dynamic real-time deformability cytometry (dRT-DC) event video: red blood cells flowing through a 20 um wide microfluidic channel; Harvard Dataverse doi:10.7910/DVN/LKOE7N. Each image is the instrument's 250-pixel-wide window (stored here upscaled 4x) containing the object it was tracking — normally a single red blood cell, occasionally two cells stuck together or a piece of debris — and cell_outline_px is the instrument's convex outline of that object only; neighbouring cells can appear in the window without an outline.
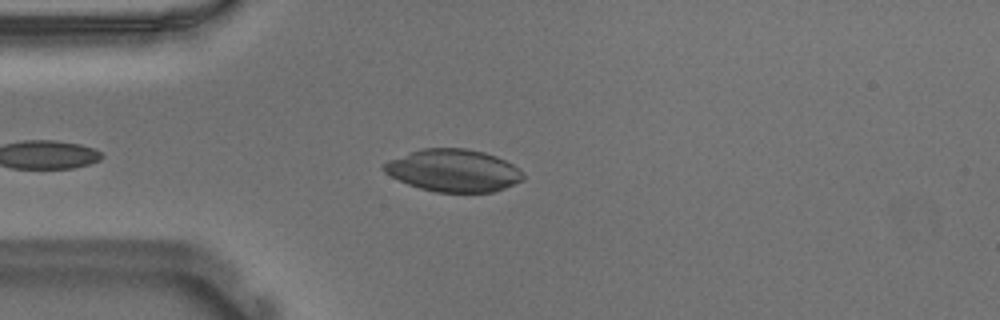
{"species": "Egyptian fruit bat (a non-hibernating species)", "species_latin": "Rousettus aegyptiacus", "temperature_condition": "warm", "stored_images_in_passage": 43, "camera_frame_rate_fps": 3000, "um_per_image_px": 0.085, "animal": {"sex": "male"}, "frame": {"image": 1, "passage_image": 5, "time_ms": 1.333, "image_size_px": [1000, 320], "cell_outline_px": [[524, 180], [504, 188], [492, 192], [436, 192], [420, 188], [408, 184], [384, 172], [380, 168], [388, 160], [424, 148], [464, 148], [484, 152], [496, 156], [512, 164], [524, 172]], "centroid_in_image_um": [38.56, 14.5], "position_along_channel_um": 46.4, "area_um2": 34.22}}
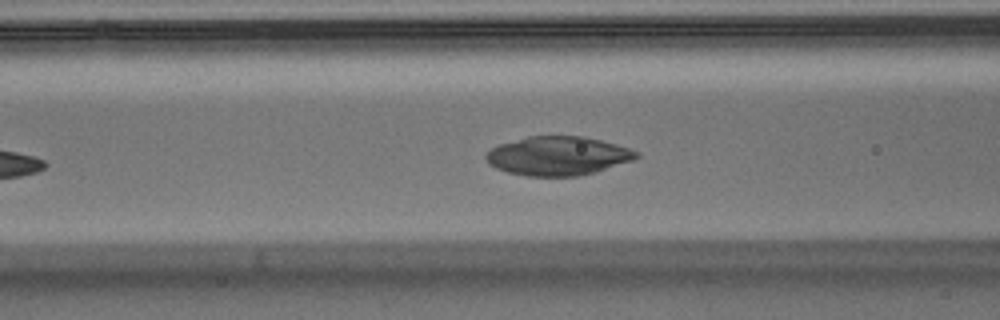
{"frame": {"image": 2, "passage_image": 12, "time_ms": 3.667, "image_size_px": [1000, 320], "cell_outline_px": [[640, 156], [632, 160], [596, 172], [576, 176], [528, 176], [508, 172], [496, 168], [488, 164], [484, 156], [492, 148], [500, 144], [528, 136], [584, 136], [616, 144], [640, 152]], "centroid_in_image_um": [47.42, 13.25], "position_along_channel_um": 119.2, "area_um2": 33.99}}
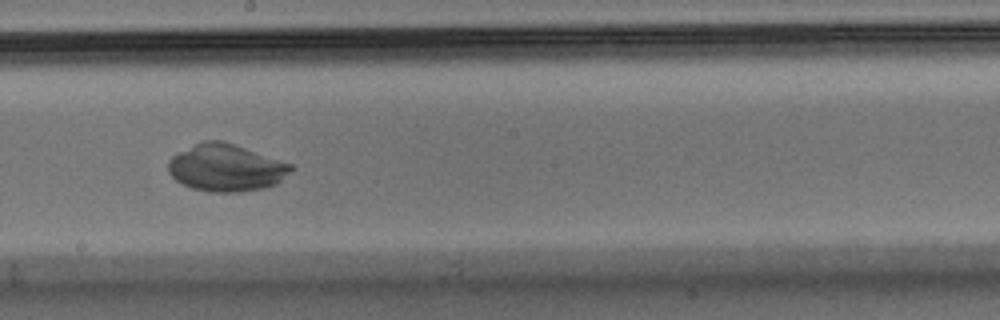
{"frame": {"image": 3, "passage_image": 21, "time_ms": 6.667, "image_size_px": [1000, 320], "cell_outline_px": [[296, 168], [276, 184], [264, 188], [236, 192], [208, 192], [192, 188], [180, 184], [168, 172], [168, 160], [176, 152], [204, 140], [224, 140], [292, 164]], "centroid_in_image_um": [19.2, 14.25], "position_along_channel_um": 229.0, "area_um2": 34.1}}